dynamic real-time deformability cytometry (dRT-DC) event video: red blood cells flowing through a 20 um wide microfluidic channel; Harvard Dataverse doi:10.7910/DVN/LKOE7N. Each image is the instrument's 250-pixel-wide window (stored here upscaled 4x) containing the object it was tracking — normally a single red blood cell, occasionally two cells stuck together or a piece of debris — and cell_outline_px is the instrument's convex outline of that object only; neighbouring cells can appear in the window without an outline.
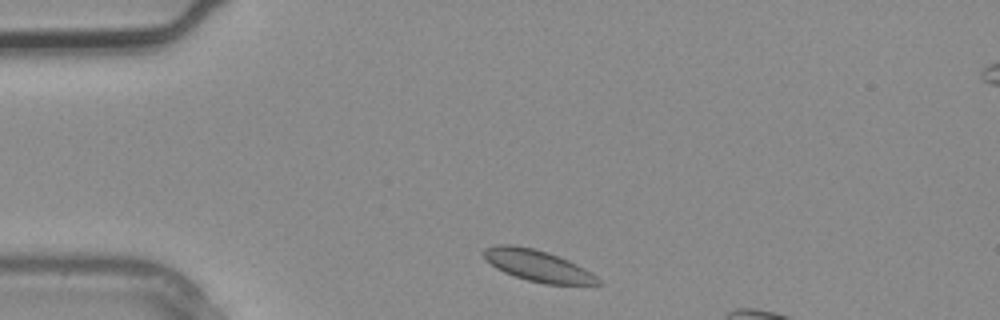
{"species": "common noctule bat (a hibernating species)", "species_latin": "Nyctalus noctula", "temperature_condition": "warm", "stored_images_in_passage": 2, "camera_frame_rate_fps": 3000, "um_per_image_px": 0.085, "animal": {"sex": "male", "body_mass_g": 20.4}, "frame": {"image": 1, "passage_image": 1, "time_ms": 0.0, "image_size_px": [1000, 320], "cell_outline_px": [[604, 284], [544, 284], [528, 280], [504, 272], [496, 268], [480, 252], [484, 248], [496, 244], [512, 244], [532, 248], [548, 252], [568, 260], [592, 272]], "centroid_in_image_um": [45.69, 22.57], "position_along_channel_um": 39.3, "area_um2": 20.81}}